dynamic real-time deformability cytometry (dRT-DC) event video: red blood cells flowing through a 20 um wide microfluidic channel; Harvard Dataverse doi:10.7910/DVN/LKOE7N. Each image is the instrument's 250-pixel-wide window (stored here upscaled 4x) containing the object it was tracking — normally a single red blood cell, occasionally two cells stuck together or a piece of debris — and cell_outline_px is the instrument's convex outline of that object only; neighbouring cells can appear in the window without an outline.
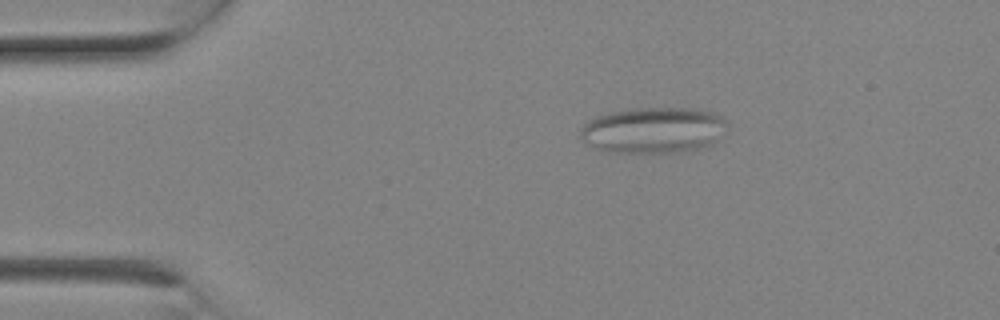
{"species": "Egyptian fruit bat (a non-hibernating species)", "species_latin": "Rousettus aegyptiacus", "temperature_condition": "room temperature", "stored_images_in_passage": 3, "camera_frame_rate_fps": 3000, "um_per_image_px": 0.085, "animal": {"sex": "female"}, "frame": {"image": 1, "passage_image": 3, "time_ms": 0.667, "image_size_px": [1000, 320], "cell_outline_px": [[724, 124], [712, 144], [708, 148], [676, 152], [604, 152], [596, 148], [584, 140], [580, 136], [580, 128], [588, 120], [596, 116], [612, 112], [636, 108], [688, 108], [712, 112], [720, 116], [724, 120]], "centroid_in_image_um": [55.47, 11.07], "position_along_channel_um": 29.5, "area_um2": 38.84}}